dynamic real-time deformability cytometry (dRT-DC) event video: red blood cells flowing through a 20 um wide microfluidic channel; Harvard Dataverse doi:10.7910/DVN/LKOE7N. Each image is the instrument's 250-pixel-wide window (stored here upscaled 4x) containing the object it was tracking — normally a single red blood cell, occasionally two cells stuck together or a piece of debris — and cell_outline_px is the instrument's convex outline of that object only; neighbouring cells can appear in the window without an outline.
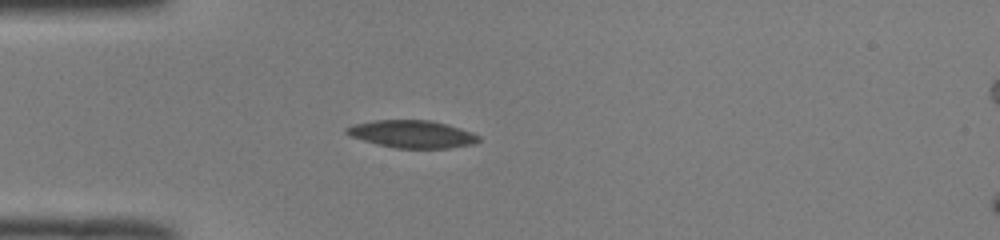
{"species": "common noctule bat (a hibernating species)", "species_latin": "Nyctalus noctula", "temperature_condition": "room temperature", "stored_images_in_passage": 39, "camera_frame_rate_fps": 3000, "um_per_image_px": 0.085, "animal": {"sex": "male", "body_mass_g": 19.0, "forearm_length_mm": 50.8}, "frame": {"image": 1, "passage_image": 1, "time_ms": 0.0, "image_size_px": [1000, 240], "cell_outline_px": [[480, 140], [472, 144], [448, 148], [396, 148], [364, 140], [352, 136], [344, 132], [344, 128], [352, 124], [376, 120], [432, 120], [448, 124], [472, 132], [480, 136]], "centroid_in_image_um": [35.04, 11.38], "position_along_channel_um": 50.0, "area_um2": 21.1}}
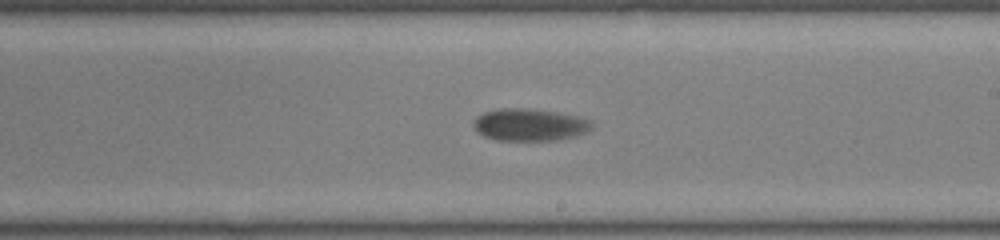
{"frame": {"image": 2, "passage_image": 17, "time_ms": 5.333, "image_size_px": [1000, 240], "cell_outline_px": [[592, 128], [588, 132], [576, 136], [556, 140], [496, 140], [484, 136], [472, 124], [476, 116], [484, 112], [500, 108], [528, 108], [556, 112], [580, 116], [592, 120]], "centroid_in_image_um": [45.06, 10.59], "position_along_channel_um": 243.9, "area_um2": 22.37}}
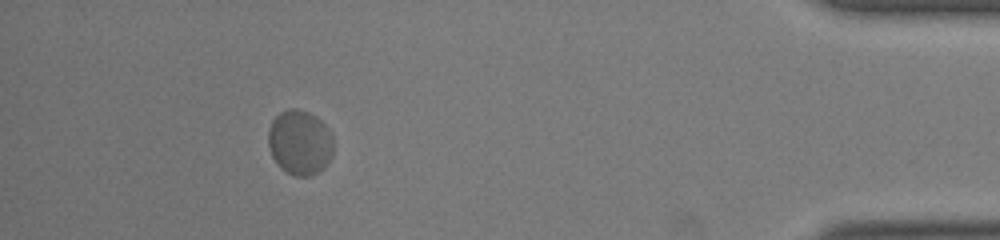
{"frame": {"image": 3, "passage_image": 34, "time_ms": 11.0, "image_size_px": [1000, 240], "cell_outline_px": [[332, 156], [324, 168], [312, 176], [296, 176], [280, 168], [272, 156], [268, 144], [268, 128], [272, 120], [280, 112], [288, 108], [296, 108], [308, 112], [316, 116], [328, 128], [332, 136]], "centroid_in_image_um": [25.48, 12.1], "position_along_channel_um": 409.7, "area_um2": 24.8}, "authors_computed_cell_mechanics": {"area_um2": 22.3686, "velocity_mm_per_s": 3.8773, "shape_relaxation_time_tau1_ms": 2.0089, "shape_relaxation_time_tau2_ms": null, "deformation_change_tau1": 0.0736, "deformation_change_tau2": null}}